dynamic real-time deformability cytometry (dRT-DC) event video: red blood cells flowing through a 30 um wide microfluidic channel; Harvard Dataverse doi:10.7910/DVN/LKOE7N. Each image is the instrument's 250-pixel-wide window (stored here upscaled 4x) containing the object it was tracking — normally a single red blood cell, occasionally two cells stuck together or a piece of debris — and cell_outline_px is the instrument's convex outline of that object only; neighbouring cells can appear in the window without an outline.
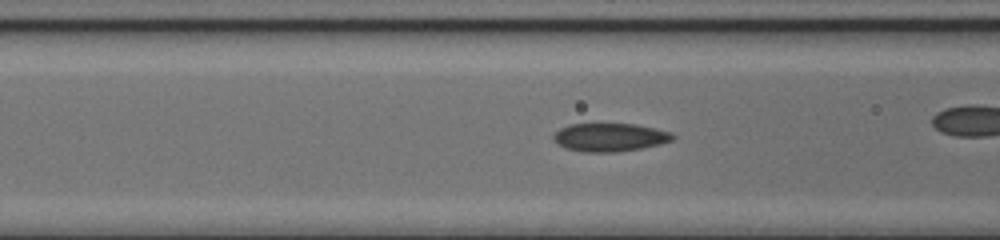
{"species": "common noctule bat (a hibernating species)", "species_latin": "Nyctalus noctula", "temperature_condition": "cold", "stored_images_in_passage": 24, "camera_frame_rate_fps": 3000, "um_per_image_px": 0.085, "animal": {"sex": "female", "body_mass_g": 17.0, "forearm_length_mm": 48.0}, "frame": {"image": 1, "passage_image": 4, "time_ms": 1.0, "image_size_px": [1000, 240], "cell_outline_px": [[676, 136], [672, 140], [660, 144], [640, 148], [616, 152], [584, 152], [564, 148], [556, 144], [552, 140], [552, 136], [560, 128], [568, 124], [636, 124], [656, 128], [672, 132]], "centroid_in_image_um": [51.81, 11.67], "position_along_channel_um": 114.8, "area_um2": 19.83}}